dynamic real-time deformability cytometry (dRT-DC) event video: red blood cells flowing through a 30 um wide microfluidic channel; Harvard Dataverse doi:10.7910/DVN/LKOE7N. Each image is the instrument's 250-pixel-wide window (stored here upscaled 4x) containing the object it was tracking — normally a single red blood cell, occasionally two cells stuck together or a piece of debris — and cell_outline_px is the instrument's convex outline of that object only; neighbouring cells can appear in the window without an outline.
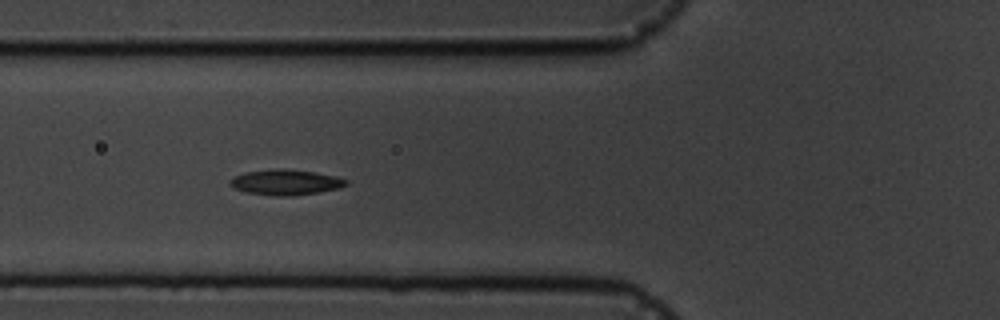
{"species": "common noctule bat (a hibernating species)", "species_latin": "Nyctalus noctula", "temperature_condition": "cold", "stored_images_in_passage": 7, "camera_frame_rate_fps": 3000, "um_per_image_px": 0.085, "animal": {"sex": "male", "body_mass_g": 19.5, "forearm_length_mm": 54.6}, "frame": {"image": 1, "passage_image": 6, "time_ms": 6.0, "image_size_px": [1000, 320], "cell_outline_px": [[348, 184], [340, 188], [292, 196], [272, 196], [248, 192], [232, 188], [228, 184], [228, 180], [232, 176], [244, 172], [276, 168], [280, 168], [312, 172], [336, 176], [348, 180]], "centroid_in_image_um": [24.21, 15.49], "position_along_channel_um": 101.6, "area_um2": 17.34}}
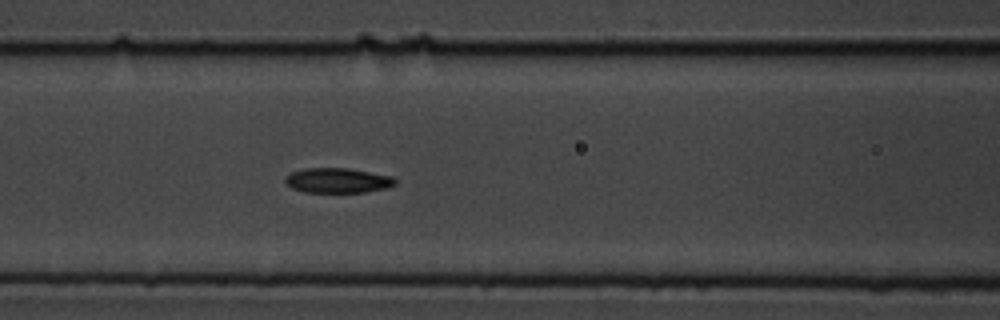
{"frame": {"image": 2, "passage_image": 7, "time_ms": 7.0, "image_size_px": [1000, 320], "cell_outline_px": [[396, 184], [388, 188], [364, 192], [304, 192], [292, 188], [284, 180], [292, 172], [304, 168], [348, 168], [392, 176], [396, 180]], "centroid_in_image_um": [28.73, 15.34], "position_along_channel_um": 137.9, "area_um2": 15.9}}